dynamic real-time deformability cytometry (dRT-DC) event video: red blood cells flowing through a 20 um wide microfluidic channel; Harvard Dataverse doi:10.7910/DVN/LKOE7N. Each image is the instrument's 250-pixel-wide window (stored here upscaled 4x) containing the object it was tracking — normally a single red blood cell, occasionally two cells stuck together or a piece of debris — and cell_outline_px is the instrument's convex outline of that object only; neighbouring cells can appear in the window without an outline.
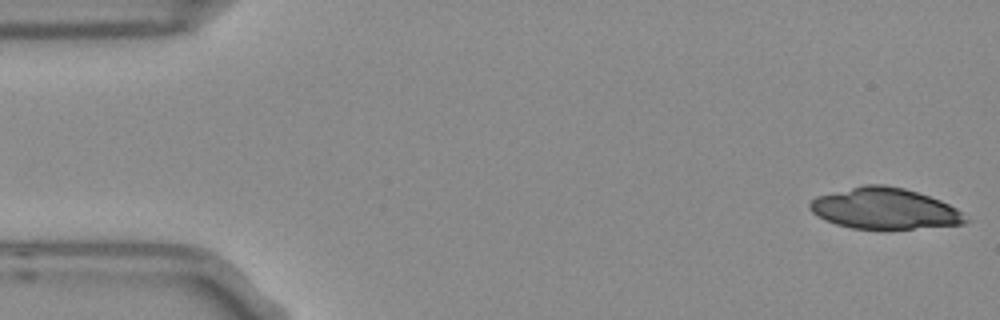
{"species": "Egyptian fruit bat (a non-hibernating species)", "species_latin": "Rousettus aegyptiacus", "temperature_condition": "room temperature", "stored_images_in_passage": 8, "camera_frame_rate_fps": 3000, "um_per_image_px": 0.085, "frame": {"image": 1, "passage_image": 1, "time_ms": 0.0, "image_size_px": [1000, 320], "cell_outline_px": [[972, 220], [964, 224], [912, 228], [852, 228], [836, 224], [824, 220], [812, 212], [808, 208], [808, 204], [816, 196], [864, 184], [884, 184], [904, 188], [940, 200], [956, 208]], "centroid_in_image_um": [75.18, 17.72], "position_along_channel_um": 9.8, "area_um2": 37.05}}
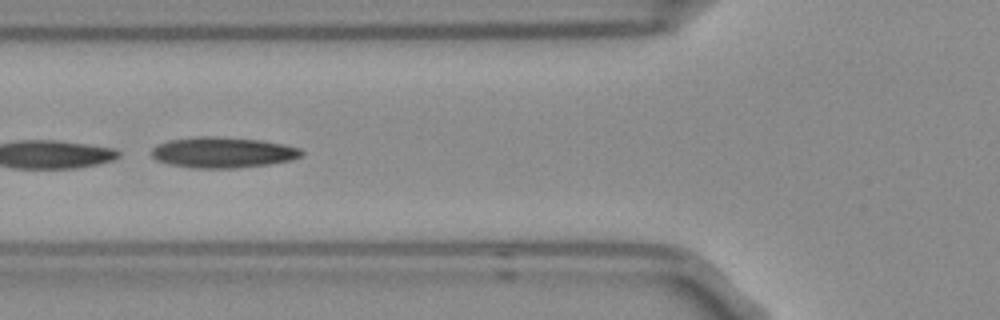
{"frame": {"image": 2, "passage_image": 6, "time_ms": 1.667, "image_size_px": [1000, 320], "cell_outline_px": [[304, 152], [300, 156], [292, 160], [268, 164], [236, 168], [192, 168], [172, 164], [156, 160], [152, 156], [152, 148], [156, 144], [168, 140], [196, 136], [216, 136], [264, 140], [284, 144], [300, 148]], "centroid_in_image_um": [18.94, 12.94], "position_along_channel_um": 106.9, "area_um2": 27.05}}